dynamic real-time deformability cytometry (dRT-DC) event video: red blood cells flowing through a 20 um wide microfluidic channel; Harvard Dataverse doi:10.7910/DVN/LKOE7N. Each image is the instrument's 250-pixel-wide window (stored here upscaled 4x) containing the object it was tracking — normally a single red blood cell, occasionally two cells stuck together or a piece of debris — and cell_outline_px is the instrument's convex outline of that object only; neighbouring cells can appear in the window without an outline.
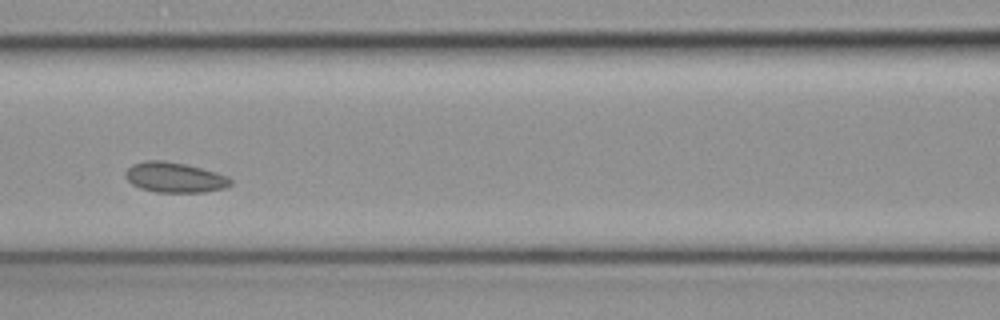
{"species": "common noctule bat (a hibernating species)", "species_latin": "Nyctalus noctula", "temperature_condition": "cold", "stored_images_in_passage": 6, "camera_frame_rate_fps": 3000, "um_per_image_px": 0.085, "animal": {"sex": "female", "body_mass_g": 19.3, "forearm_length_mm": 54.1}, "frame": {"image": 1, "passage_image": 6, "time_ms": 1.667, "image_size_px": [1000, 320], "cell_outline_px": [[232, 184], [224, 188], [204, 192], [156, 192], [140, 188], [132, 184], [124, 176], [124, 172], [132, 164], [148, 160], [164, 160], [184, 164], [216, 172], [228, 176], [232, 180]], "centroid_in_image_um": [14.83, 15.08], "position_along_channel_um": 151.8, "area_um2": 18.5}}